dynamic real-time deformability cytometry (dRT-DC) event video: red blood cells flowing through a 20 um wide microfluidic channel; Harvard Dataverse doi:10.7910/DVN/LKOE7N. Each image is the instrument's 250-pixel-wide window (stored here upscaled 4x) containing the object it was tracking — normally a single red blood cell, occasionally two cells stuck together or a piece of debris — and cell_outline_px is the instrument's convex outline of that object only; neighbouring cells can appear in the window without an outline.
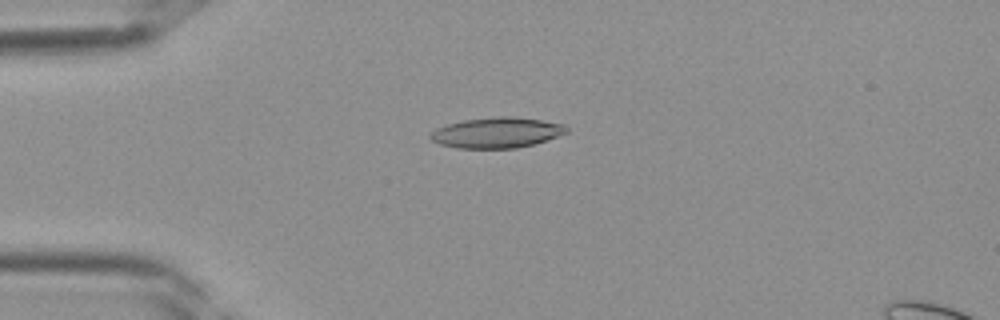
{"species": "Egyptian fruit bat (a non-hibernating species)", "species_latin": "Rousettus aegyptiacus", "temperature_condition": "room temperature", "stored_images_in_passage": 33, "camera_frame_rate_fps": 3000, "um_per_image_px": 0.085, "frame": {"image": 1, "passage_image": 4, "time_ms": 1.0, "image_size_px": [1000, 320], "cell_outline_px": [[568, 132], [536, 144], [516, 148], [456, 148], [440, 144], [432, 140], [428, 136], [436, 128], [448, 124], [464, 120], [500, 116], [512, 116], [540, 120], [564, 124], [568, 128]], "centroid_in_image_um": [42.24, 11.28], "position_along_channel_um": 42.8, "area_um2": 24.16}}
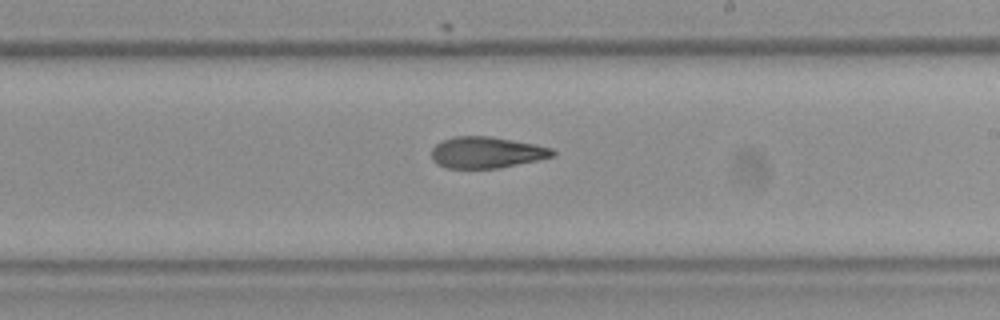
{"frame": {"image": 2, "passage_image": 17, "time_ms": 5.333, "image_size_px": [1000, 320], "cell_outline_px": [[556, 152], [552, 156], [536, 160], [500, 168], [444, 168], [436, 164], [432, 160], [432, 148], [436, 144], [444, 140], [456, 136], [492, 136], [536, 144], [552, 148]], "centroid_in_image_um": [41.34, 12.96], "position_along_channel_um": 247.7, "area_um2": 22.14}}
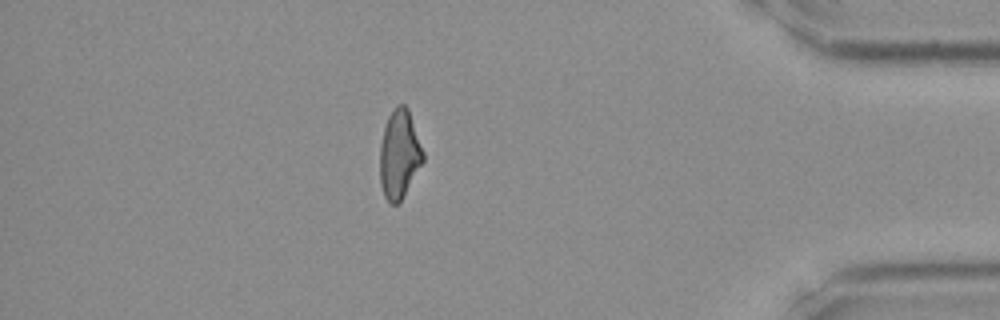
{"frame": {"image": 3, "passage_image": 28, "time_ms": 9.0, "image_size_px": [1000, 320], "cell_outline_px": [[424, 160], [400, 200], [396, 204], [392, 204], [384, 196], [380, 184], [380, 144], [384, 128], [388, 116], [396, 104], [404, 104], [408, 108], [424, 152]], "centroid_in_image_um": [33.93, 13.07], "position_along_channel_um": 401.3, "area_um2": 22.08}}